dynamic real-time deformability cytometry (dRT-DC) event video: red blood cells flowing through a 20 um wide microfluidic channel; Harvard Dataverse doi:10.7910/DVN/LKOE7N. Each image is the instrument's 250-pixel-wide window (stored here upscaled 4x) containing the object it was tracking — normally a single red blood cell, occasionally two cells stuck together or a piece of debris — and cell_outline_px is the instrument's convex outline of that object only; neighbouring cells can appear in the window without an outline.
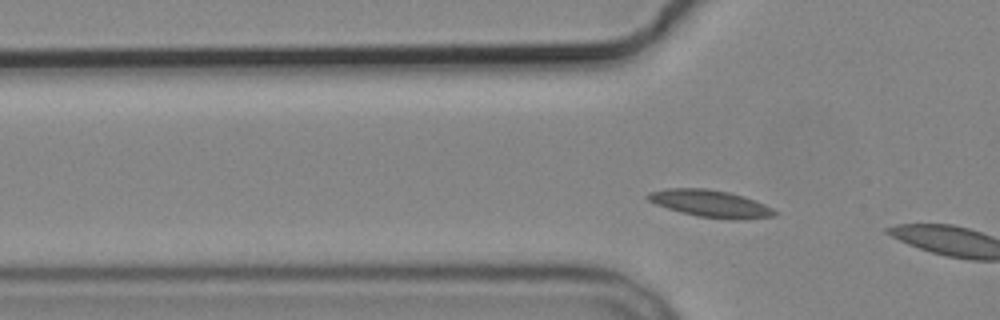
{"species": "common noctule bat (a hibernating species)", "species_latin": "Nyctalus noctula", "temperature_condition": "cold", "stored_images_in_passage": 5, "segment_of_instrument_passage": [2, 2], "camera_frame_rate_fps": 3000, "um_per_image_px": 0.085, "animal": {"sex": "male", "body_mass_g": 19.2, "forearm_length_mm": 51.8}, "frame": {"image": 1, "passage_image": 5, "time_ms": 5.0, "image_size_px": [1000, 320], "cell_outline_px": [[780, 212], [776, 216], [740, 220], [732, 220], [696, 216], [680, 212], [656, 204], [648, 200], [644, 196], [648, 192], [668, 188], [704, 188], [728, 192], [744, 196], [764, 204]], "centroid_in_image_um": [60.41, 17.31], "position_along_channel_um": 65.4, "area_um2": 20.23}}